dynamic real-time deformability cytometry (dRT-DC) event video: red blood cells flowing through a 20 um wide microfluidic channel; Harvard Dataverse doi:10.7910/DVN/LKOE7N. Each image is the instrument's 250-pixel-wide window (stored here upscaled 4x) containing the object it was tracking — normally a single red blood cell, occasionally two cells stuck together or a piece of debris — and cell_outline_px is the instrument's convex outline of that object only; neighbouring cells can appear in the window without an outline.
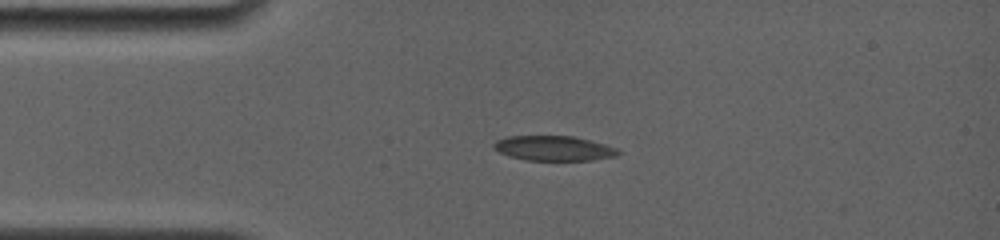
{"species": "common noctule bat (a hibernating species)", "species_latin": "Nyctalus noctula", "temperature_condition": "room temperature", "stored_images_in_passage": 4, "camera_frame_rate_fps": 4000, "um_per_image_px": 0.085, "animal": {"sex": "female", "body_mass_g": 19.0, "forearm_length_mm": 56.7}, "frame": {"image": 1, "passage_image": 1, "time_ms": 0.0, "image_size_px": [1000, 240], "cell_outline_px": [[620, 152], [616, 156], [588, 160], [524, 160], [508, 156], [492, 148], [492, 144], [496, 140], [508, 136], [572, 136], [604, 144], [616, 148]], "centroid_in_image_um": [47.0, 12.6], "position_along_channel_um": 38.0, "area_um2": 17.92}}